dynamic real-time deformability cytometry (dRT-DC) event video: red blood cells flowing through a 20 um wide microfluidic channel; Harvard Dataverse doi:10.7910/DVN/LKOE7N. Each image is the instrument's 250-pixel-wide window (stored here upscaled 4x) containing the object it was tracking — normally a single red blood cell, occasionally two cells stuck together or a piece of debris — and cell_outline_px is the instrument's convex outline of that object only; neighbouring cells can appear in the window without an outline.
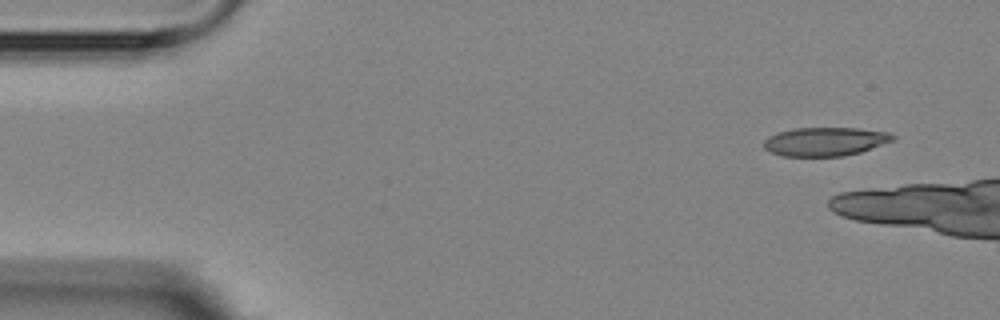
{"species": "Egyptian fruit bat (a non-hibernating species)", "species_latin": "Rousettus aegyptiacus", "temperature_condition": "room temperature", "stored_images_in_passage": 3, "camera_frame_rate_fps": 3000, "um_per_image_px": 0.085, "animal": {"sex": "female"}, "frame": {"image": 1, "passage_image": 1, "time_ms": 0.0, "image_size_px": [1000, 320], "cell_outline_px": [[896, 140], [860, 152], [844, 156], [784, 156], [772, 152], [764, 148], [764, 140], [768, 136], [776, 132], [792, 128], [856, 128], [888, 132], [896, 136]], "centroid_in_image_um": [70.15, 12.02], "position_along_channel_um": 14.9, "area_um2": 21.68}}